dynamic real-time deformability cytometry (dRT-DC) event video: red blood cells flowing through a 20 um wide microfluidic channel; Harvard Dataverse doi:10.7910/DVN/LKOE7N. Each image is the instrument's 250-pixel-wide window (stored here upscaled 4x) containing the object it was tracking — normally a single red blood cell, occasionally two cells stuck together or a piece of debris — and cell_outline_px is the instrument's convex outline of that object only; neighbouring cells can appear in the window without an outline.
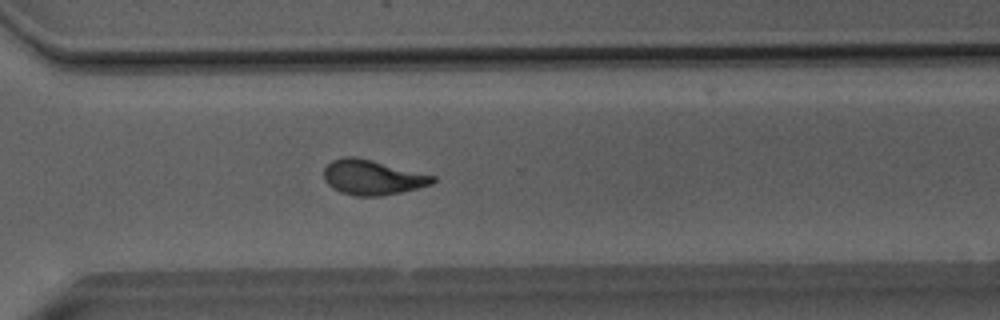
{"species": "Egyptian fruit bat (a non-hibernating species)", "species_latin": "Rousettus aegyptiacus", "temperature_condition": "room temperature", "stored_images_in_passage": 47, "camera_frame_rate_fps": 3000, "um_per_image_px": 0.085, "animal": {"sex": "male"}, "frame": {"image": 1, "passage_image": 33, "time_ms": 10.667, "image_size_px": [1000, 320], "cell_outline_px": [[436, 180], [432, 184], [400, 192], [380, 196], [356, 196], [340, 192], [332, 188], [324, 180], [324, 168], [332, 160], [344, 156], [356, 156], [436, 176]], "centroid_in_image_um": [31.63, 15.07], "position_along_channel_um": 339.0, "area_um2": 22.14}}
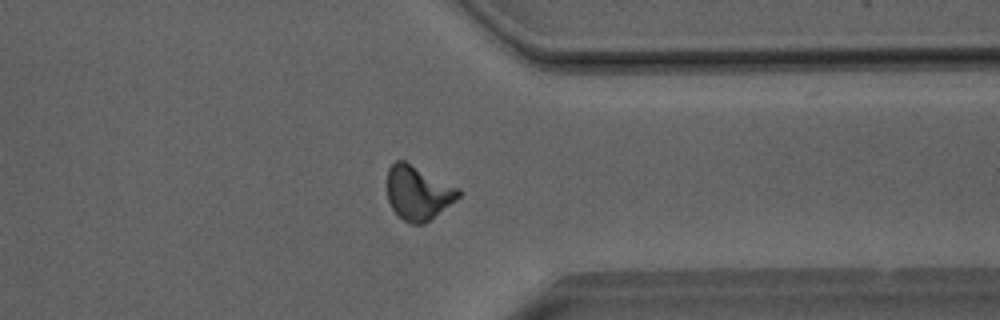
{"frame": {"image": 2, "passage_image": 36, "time_ms": 11.667, "image_size_px": [1000, 320], "cell_outline_px": [[460, 196], [456, 200], [424, 224], [412, 224], [404, 220], [392, 208], [388, 200], [388, 168], [396, 160], [404, 160], [460, 188]], "centroid_in_image_um": [35.54, 16.38], "position_along_channel_um": 375.9, "area_um2": 22.31}}
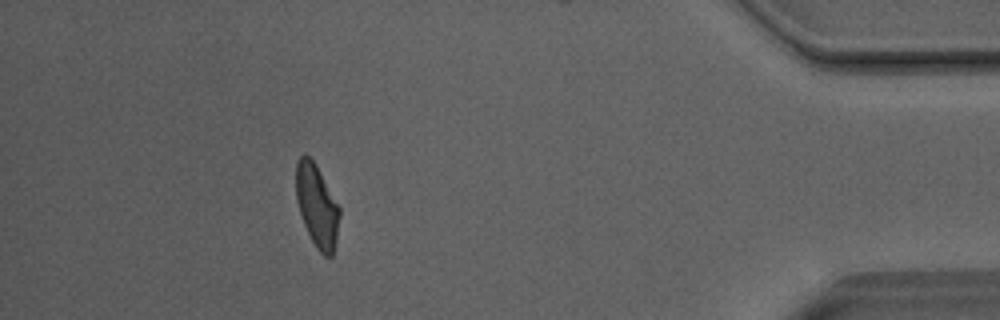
{"frame": {"image": 3, "passage_image": 42, "time_ms": 13.667, "image_size_px": [1000, 320], "cell_outline_px": [[340, 216], [336, 240], [332, 256], [324, 256], [316, 248], [304, 224], [296, 200], [296, 160], [300, 156], [308, 156], [316, 164], [340, 208]], "centroid_in_image_um": [26.94, 17.49], "position_along_channel_um": 408.3, "area_um2": 20.75}, "authors_computed_cell_mechanics": {"area_um2": 21.964, "velocity_mm_per_s": 4.0468, "shape_relaxation_time_tau1_ms": 4.4277, "shape_relaxation_time_tau2_ms": 2.3773, "deformation_change_tau1": 0.1666, "deformation_change_tau2": 0.082}}